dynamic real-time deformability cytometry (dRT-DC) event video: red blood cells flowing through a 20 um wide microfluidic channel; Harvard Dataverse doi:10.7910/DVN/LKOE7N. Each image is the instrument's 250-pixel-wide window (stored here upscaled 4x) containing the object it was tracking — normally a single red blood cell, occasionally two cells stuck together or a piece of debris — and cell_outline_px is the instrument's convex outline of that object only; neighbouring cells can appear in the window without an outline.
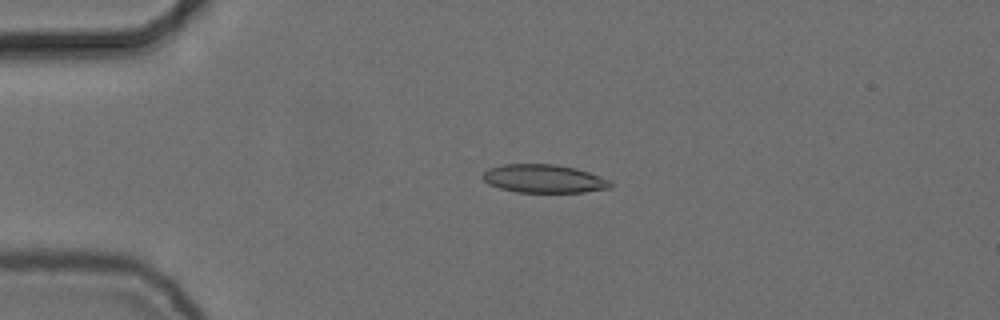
{"species": "common noctule bat (a hibernating species)", "species_latin": "Nyctalus noctula", "temperature_condition": "cold", "stored_images_in_passage": 43, "camera_frame_rate_fps": 3000, "um_per_image_px": 0.085, "animal": {"sex": "female", "body_mass_g": 24.6, "forearm_length_mm": 56.2}, "frame": {"image": 1, "passage_image": 9, "time_ms": 2.667, "image_size_px": [1000, 320], "cell_outline_px": [[612, 188], [584, 192], [516, 192], [500, 188], [488, 184], [480, 176], [488, 168], [500, 164], [556, 164], [576, 168], [588, 172], [608, 180], [612, 184]], "centroid_in_image_um": [46.19, 15.18], "position_along_channel_um": 38.8, "area_um2": 21.15}}
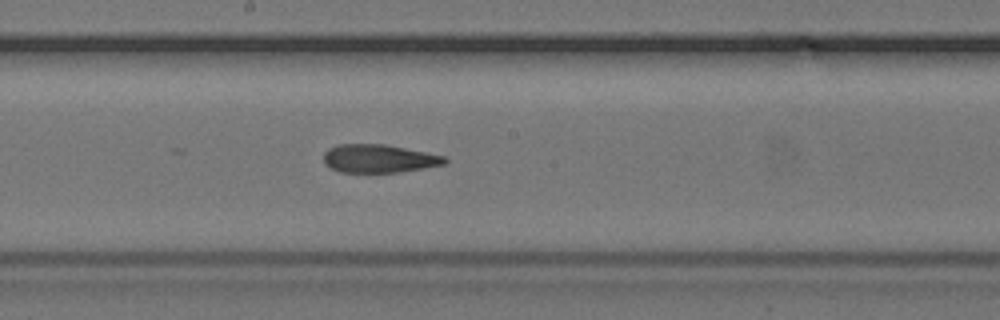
{"frame": {"image": 2, "passage_image": 26, "time_ms": 8.333, "image_size_px": [1000, 320], "cell_outline_px": [[448, 160], [444, 164], [424, 168], [400, 172], [340, 172], [324, 164], [324, 152], [328, 148], [336, 144], [384, 144], [444, 156]], "centroid_in_image_um": [32.16, 13.48], "position_along_channel_um": 216.0, "area_um2": 19.83}}
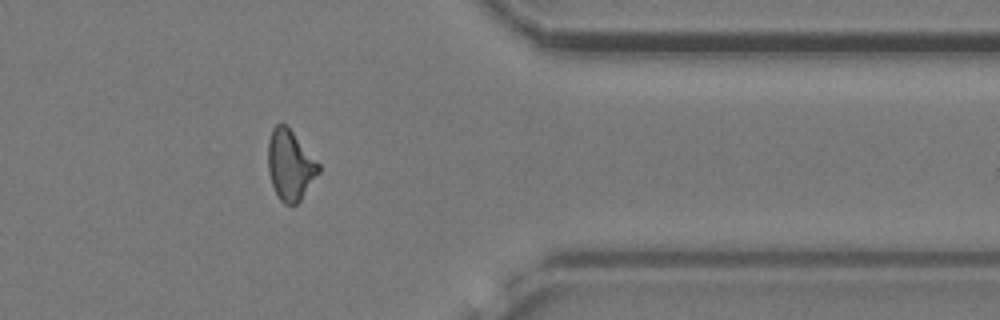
{"frame": {"image": 3, "passage_image": 41, "time_ms": 13.333, "image_size_px": [1000, 320], "cell_outline_px": [[320, 172], [300, 200], [296, 204], [284, 204], [280, 200], [272, 184], [268, 172], [268, 140], [272, 128], [280, 120], [292, 132], [320, 164]], "centroid_in_image_um": [24.65, 14.02], "position_along_channel_um": 386.8, "area_um2": 20.58}, "authors_computed_cell_mechanics": {"area_um2": 20.9814, "velocity_mm_per_s": 3.7209, "shape_relaxation_time_tau1_ms": null, "shape_relaxation_time_tau2_ms": 2.4435, "deformation_change_tau1": null, "deformation_change_tau2": 0.0953}}